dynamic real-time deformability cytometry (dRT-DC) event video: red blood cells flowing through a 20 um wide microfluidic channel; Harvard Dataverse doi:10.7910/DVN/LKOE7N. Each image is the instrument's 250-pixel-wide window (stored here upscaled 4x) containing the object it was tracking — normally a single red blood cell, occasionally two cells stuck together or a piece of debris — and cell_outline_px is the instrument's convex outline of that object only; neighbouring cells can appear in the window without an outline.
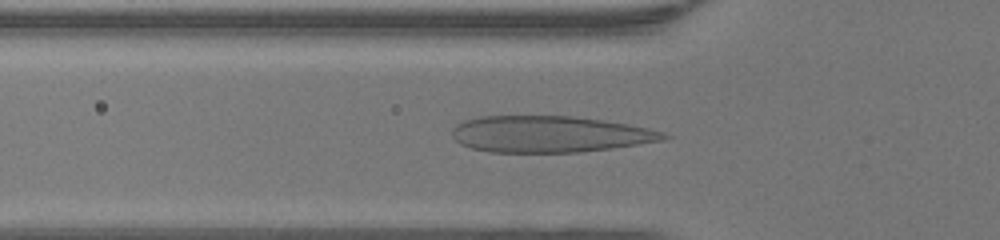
{"species": "human", "species_latin": "Homo sapiens", "temperature_condition": "warm", "stored_images_in_passage": 47, "camera_frame_rate_fps": 3000, "um_per_image_px": 0.085, "donor": {"sex": "female"}, "frame": {"image": 1, "passage_image": 16, "time_ms": 5.0, "image_size_px": [1000, 240], "cell_outline_px": [[672, 136], [664, 140], [612, 148], [580, 152], [488, 152], [472, 148], [460, 144], [452, 136], [452, 128], [456, 124], [464, 120], [480, 116], [572, 116], [628, 124], [648, 128], [664, 132]], "centroid_in_image_um": [46.7, 11.4], "position_along_channel_um": 79.1, "area_um2": 44.91}}
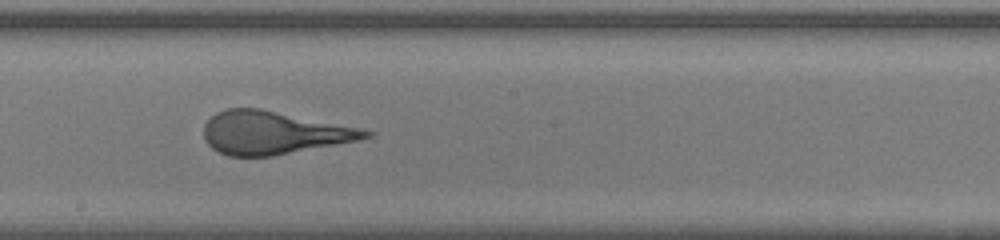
{"frame": {"image": 2, "passage_image": 26, "time_ms": 8.333, "image_size_px": [1000, 240], "cell_outline_px": [[372, 136], [360, 140], [272, 156], [228, 156], [212, 148], [204, 140], [204, 124], [216, 112], [228, 108], [260, 108], [356, 128], [372, 132]], "centroid_in_image_um": [23.17, 11.29], "position_along_channel_um": 225.0, "area_um2": 39.94}}
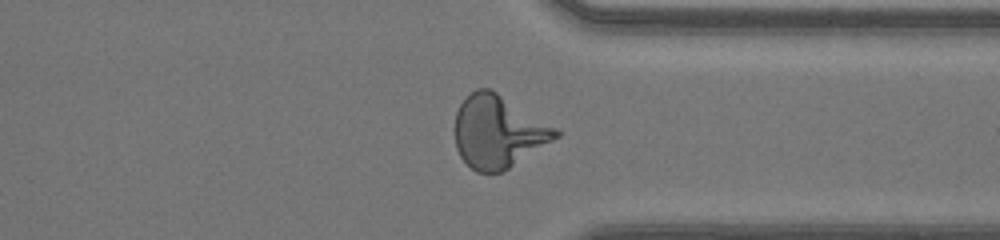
{"frame": {"image": 3, "passage_image": 36, "time_ms": 11.667, "image_size_px": [1000, 240], "cell_outline_px": [[564, 132], [560, 136], [508, 168], [500, 172], [476, 172], [460, 156], [456, 148], [452, 128], [456, 112], [460, 104], [476, 88], [492, 88]], "centroid_in_image_um": [42.32, 11.17], "position_along_channel_um": 369.1, "area_um2": 42.89}, "authors_computed_cell_mechanics": {"area_um2": 41.905, "velocity_mm_per_s": 4.3705, "shape_relaxation_time_tau1_ms": 6.251, "shape_relaxation_time_tau2_ms": null, "deformation_change_tau1": 0.2997, "deformation_change_tau2": null}}